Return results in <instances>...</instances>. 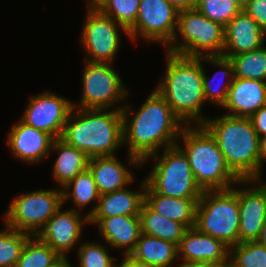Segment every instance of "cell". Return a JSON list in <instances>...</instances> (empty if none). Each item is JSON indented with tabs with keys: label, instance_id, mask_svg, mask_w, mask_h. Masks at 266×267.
I'll list each match as a JSON object with an SVG mask.
<instances>
[{
	"label": "cell",
	"instance_id": "cell-1",
	"mask_svg": "<svg viewBox=\"0 0 266 267\" xmlns=\"http://www.w3.org/2000/svg\"><path fill=\"white\" fill-rule=\"evenodd\" d=\"M130 106L121 109L123 120V144H128L130 164L142 165V161L158 152L159 147L175 146L183 129L182 121L173 113L166 100L154 90L147 97L133 118L128 119Z\"/></svg>",
	"mask_w": 266,
	"mask_h": 267
},
{
	"label": "cell",
	"instance_id": "cell-2",
	"mask_svg": "<svg viewBox=\"0 0 266 267\" xmlns=\"http://www.w3.org/2000/svg\"><path fill=\"white\" fill-rule=\"evenodd\" d=\"M167 57L165 78L156 91L184 125L191 122L203 125L206 118L201 116V108L206 100L202 84V56L187 57L167 52Z\"/></svg>",
	"mask_w": 266,
	"mask_h": 267
},
{
	"label": "cell",
	"instance_id": "cell-3",
	"mask_svg": "<svg viewBox=\"0 0 266 267\" xmlns=\"http://www.w3.org/2000/svg\"><path fill=\"white\" fill-rule=\"evenodd\" d=\"M115 109L107 112L73 107L60 139L89 158L115 155L118 147L124 145L122 107Z\"/></svg>",
	"mask_w": 266,
	"mask_h": 267
},
{
	"label": "cell",
	"instance_id": "cell-4",
	"mask_svg": "<svg viewBox=\"0 0 266 267\" xmlns=\"http://www.w3.org/2000/svg\"><path fill=\"white\" fill-rule=\"evenodd\" d=\"M203 126L215 138L230 170L240 180H259V136L247 117L223 115Z\"/></svg>",
	"mask_w": 266,
	"mask_h": 267
},
{
	"label": "cell",
	"instance_id": "cell-5",
	"mask_svg": "<svg viewBox=\"0 0 266 267\" xmlns=\"http://www.w3.org/2000/svg\"><path fill=\"white\" fill-rule=\"evenodd\" d=\"M191 126L184 125L179 136L185 143L184 148L176 145L187 156L195 181L203 191L226 190L235 183L252 182L240 180L230 170L215 138L203 125Z\"/></svg>",
	"mask_w": 266,
	"mask_h": 267
},
{
	"label": "cell",
	"instance_id": "cell-6",
	"mask_svg": "<svg viewBox=\"0 0 266 267\" xmlns=\"http://www.w3.org/2000/svg\"><path fill=\"white\" fill-rule=\"evenodd\" d=\"M240 209L237 194L226 190H205L197 204L195 227L222 240L227 246L239 244Z\"/></svg>",
	"mask_w": 266,
	"mask_h": 267
},
{
	"label": "cell",
	"instance_id": "cell-7",
	"mask_svg": "<svg viewBox=\"0 0 266 267\" xmlns=\"http://www.w3.org/2000/svg\"><path fill=\"white\" fill-rule=\"evenodd\" d=\"M151 157L155 158L156 164L145 180L155 193L173 198L200 199L203 190L195 181L187 156L177 145L163 149L160 158L155 153L142 163Z\"/></svg>",
	"mask_w": 266,
	"mask_h": 267
},
{
	"label": "cell",
	"instance_id": "cell-8",
	"mask_svg": "<svg viewBox=\"0 0 266 267\" xmlns=\"http://www.w3.org/2000/svg\"><path fill=\"white\" fill-rule=\"evenodd\" d=\"M177 32L184 42L168 45L166 48L169 53L187 57L216 56L223 53L225 28L208 19L196 8L179 11Z\"/></svg>",
	"mask_w": 266,
	"mask_h": 267
},
{
	"label": "cell",
	"instance_id": "cell-9",
	"mask_svg": "<svg viewBox=\"0 0 266 267\" xmlns=\"http://www.w3.org/2000/svg\"><path fill=\"white\" fill-rule=\"evenodd\" d=\"M61 190H38L18 196L4 216L5 225L36 236L64 204Z\"/></svg>",
	"mask_w": 266,
	"mask_h": 267
},
{
	"label": "cell",
	"instance_id": "cell-10",
	"mask_svg": "<svg viewBox=\"0 0 266 267\" xmlns=\"http://www.w3.org/2000/svg\"><path fill=\"white\" fill-rule=\"evenodd\" d=\"M179 11L167 0H140L135 24L128 30L135 40L142 36L147 42L176 45V29Z\"/></svg>",
	"mask_w": 266,
	"mask_h": 267
},
{
	"label": "cell",
	"instance_id": "cell-11",
	"mask_svg": "<svg viewBox=\"0 0 266 267\" xmlns=\"http://www.w3.org/2000/svg\"><path fill=\"white\" fill-rule=\"evenodd\" d=\"M85 63L79 108L107 109L127 96L128 91L123 86L121 77L111 66L112 63Z\"/></svg>",
	"mask_w": 266,
	"mask_h": 267
},
{
	"label": "cell",
	"instance_id": "cell-12",
	"mask_svg": "<svg viewBox=\"0 0 266 267\" xmlns=\"http://www.w3.org/2000/svg\"><path fill=\"white\" fill-rule=\"evenodd\" d=\"M87 10L81 43L90 58L84 60L91 63H111L119 48L118 30L122 29L127 36L128 31L98 9ZM117 26L121 28L117 29Z\"/></svg>",
	"mask_w": 266,
	"mask_h": 267
},
{
	"label": "cell",
	"instance_id": "cell-13",
	"mask_svg": "<svg viewBox=\"0 0 266 267\" xmlns=\"http://www.w3.org/2000/svg\"><path fill=\"white\" fill-rule=\"evenodd\" d=\"M20 119L34 128L50 134L54 139L62 136L68 117L76 105L68 99L45 92L31 97Z\"/></svg>",
	"mask_w": 266,
	"mask_h": 267
},
{
	"label": "cell",
	"instance_id": "cell-14",
	"mask_svg": "<svg viewBox=\"0 0 266 267\" xmlns=\"http://www.w3.org/2000/svg\"><path fill=\"white\" fill-rule=\"evenodd\" d=\"M44 225L36 235L41 241L47 243L61 257H65L77 241L80 240L84 223H89L86 216L81 219L78 209L61 210Z\"/></svg>",
	"mask_w": 266,
	"mask_h": 267
},
{
	"label": "cell",
	"instance_id": "cell-15",
	"mask_svg": "<svg viewBox=\"0 0 266 267\" xmlns=\"http://www.w3.org/2000/svg\"><path fill=\"white\" fill-rule=\"evenodd\" d=\"M259 182L257 187L252 189H231L237 194L240 223H239V243L257 241L261 230L266 222V188L261 179L254 180Z\"/></svg>",
	"mask_w": 266,
	"mask_h": 267
},
{
	"label": "cell",
	"instance_id": "cell-16",
	"mask_svg": "<svg viewBox=\"0 0 266 267\" xmlns=\"http://www.w3.org/2000/svg\"><path fill=\"white\" fill-rule=\"evenodd\" d=\"M224 28V49L222 53L224 57L230 58L231 56L251 52L264 45L266 34L243 10Z\"/></svg>",
	"mask_w": 266,
	"mask_h": 267
},
{
	"label": "cell",
	"instance_id": "cell-17",
	"mask_svg": "<svg viewBox=\"0 0 266 267\" xmlns=\"http://www.w3.org/2000/svg\"><path fill=\"white\" fill-rule=\"evenodd\" d=\"M55 139L43 132L24 123L22 120L15 124L9 132L7 142L14 156L19 160L38 163L50 150Z\"/></svg>",
	"mask_w": 266,
	"mask_h": 267
},
{
	"label": "cell",
	"instance_id": "cell-18",
	"mask_svg": "<svg viewBox=\"0 0 266 267\" xmlns=\"http://www.w3.org/2000/svg\"><path fill=\"white\" fill-rule=\"evenodd\" d=\"M178 247V256L184 262L207 261L224 263L229 260L230 247L222 240L200 232L196 227L188 228Z\"/></svg>",
	"mask_w": 266,
	"mask_h": 267
},
{
	"label": "cell",
	"instance_id": "cell-19",
	"mask_svg": "<svg viewBox=\"0 0 266 267\" xmlns=\"http://www.w3.org/2000/svg\"><path fill=\"white\" fill-rule=\"evenodd\" d=\"M266 105V82L234 78L222 106L232 113L227 115L249 118Z\"/></svg>",
	"mask_w": 266,
	"mask_h": 267
},
{
	"label": "cell",
	"instance_id": "cell-20",
	"mask_svg": "<svg viewBox=\"0 0 266 267\" xmlns=\"http://www.w3.org/2000/svg\"><path fill=\"white\" fill-rule=\"evenodd\" d=\"M96 223L105 241L111 247L124 248L130 254L141 235L140 215H120L107 218H89V224Z\"/></svg>",
	"mask_w": 266,
	"mask_h": 267
},
{
	"label": "cell",
	"instance_id": "cell-21",
	"mask_svg": "<svg viewBox=\"0 0 266 267\" xmlns=\"http://www.w3.org/2000/svg\"><path fill=\"white\" fill-rule=\"evenodd\" d=\"M146 180L142 181L141 191L126 188L100 195L98 204L89 213L88 218H107L120 215H139L145 202Z\"/></svg>",
	"mask_w": 266,
	"mask_h": 267
},
{
	"label": "cell",
	"instance_id": "cell-22",
	"mask_svg": "<svg viewBox=\"0 0 266 267\" xmlns=\"http://www.w3.org/2000/svg\"><path fill=\"white\" fill-rule=\"evenodd\" d=\"M116 156L93 157L88 168L93 174L100 195L125 188L133 181V174Z\"/></svg>",
	"mask_w": 266,
	"mask_h": 267
},
{
	"label": "cell",
	"instance_id": "cell-23",
	"mask_svg": "<svg viewBox=\"0 0 266 267\" xmlns=\"http://www.w3.org/2000/svg\"><path fill=\"white\" fill-rule=\"evenodd\" d=\"M198 201L199 199L163 196L146 184L145 203L164 218L184 224L187 228L195 227Z\"/></svg>",
	"mask_w": 266,
	"mask_h": 267
},
{
	"label": "cell",
	"instance_id": "cell-24",
	"mask_svg": "<svg viewBox=\"0 0 266 267\" xmlns=\"http://www.w3.org/2000/svg\"><path fill=\"white\" fill-rule=\"evenodd\" d=\"M51 149L60 153L53 165V175L61 186L65 187L88 168L90 158L83 151L66 144L60 138L53 141Z\"/></svg>",
	"mask_w": 266,
	"mask_h": 267
},
{
	"label": "cell",
	"instance_id": "cell-25",
	"mask_svg": "<svg viewBox=\"0 0 266 267\" xmlns=\"http://www.w3.org/2000/svg\"><path fill=\"white\" fill-rule=\"evenodd\" d=\"M130 254L153 267H171V263L178 258V247L173 242L141 233Z\"/></svg>",
	"mask_w": 266,
	"mask_h": 267
},
{
	"label": "cell",
	"instance_id": "cell-26",
	"mask_svg": "<svg viewBox=\"0 0 266 267\" xmlns=\"http://www.w3.org/2000/svg\"><path fill=\"white\" fill-rule=\"evenodd\" d=\"M139 215L141 233L173 242L177 246L188 229L184 224L164 218L153 211L145 202L141 207Z\"/></svg>",
	"mask_w": 266,
	"mask_h": 267
},
{
	"label": "cell",
	"instance_id": "cell-27",
	"mask_svg": "<svg viewBox=\"0 0 266 267\" xmlns=\"http://www.w3.org/2000/svg\"><path fill=\"white\" fill-rule=\"evenodd\" d=\"M202 60L205 62H210L212 65H216L217 67L220 68L219 72H222L223 75L230 76L228 81L223 82V85L220 84L222 83L219 82L217 84V88H215L214 85H212L211 81L208 79L207 75L204 73V68H203V91L205 95V100L206 101H211L213 103H218V105H221V107L224 105L226 99H227V94L228 90L231 86L232 81L234 80V67L233 63L230 60V58L224 57L222 55H216V56H202ZM217 75H214L212 79L217 81ZM213 80V81H214ZM221 85V86H220Z\"/></svg>",
	"mask_w": 266,
	"mask_h": 267
},
{
	"label": "cell",
	"instance_id": "cell-28",
	"mask_svg": "<svg viewBox=\"0 0 266 267\" xmlns=\"http://www.w3.org/2000/svg\"><path fill=\"white\" fill-rule=\"evenodd\" d=\"M234 77L266 82V47L231 56Z\"/></svg>",
	"mask_w": 266,
	"mask_h": 267
},
{
	"label": "cell",
	"instance_id": "cell-29",
	"mask_svg": "<svg viewBox=\"0 0 266 267\" xmlns=\"http://www.w3.org/2000/svg\"><path fill=\"white\" fill-rule=\"evenodd\" d=\"M70 190H72V193L69 192ZM62 191L63 203L70 197L73 200L72 202H74L75 206L78 208L88 205L95 199H97L96 201L98 204L100 198V193L89 168L79 173L73 180L63 187Z\"/></svg>",
	"mask_w": 266,
	"mask_h": 267
},
{
	"label": "cell",
	"instance_id": "cell-30",
	"mask_svg": "<svg viewBox=\"0 0 266 267\" xmlns=\"http://www.w3.org/2000/svg\"><path fill=\"white\" fill-rule=\"evenodd\" d=\"M36 239H33V238ZM61 256L37 236L26 242L16 267H50Z\"/></svg>",
	"mask_w": 266,
	"mask_h": 267
},
{
	"label": "cell",
	"instance_id": "cell-31",
	"mask_svg": "<svg viewBox=\"0 0 266 267\" xmlns=\"http://www.w3.org/2000/svg\"><path fill=\"white\" fill-rule=\"evenodd\" d=\"M5 230L0 232V267H16L23 248L32 235L7 225Z\"/></svg>",
	"mask_w": 266,
	"mask_h": 267
},
{
	"label": "cell",
	"instance_id": "cell-32",
	"mask_svg": "<svg viewBox=\"0 0 266 267\" xmlns=\"http://www.w3.org/2000/svg\"><path fill=\"white\" fill-rule=\"evenodd\" d=\"M229 255L237 267H266V247L258 241L240 242L230 247Z\"/></svg>",
	"mask_w": 266,
	"mask_h": 267
},
{
	"label": "cell",
	"instance_id": "cell-33",
	"mask_svg": "<svg viewBox=\"0 0 266 267\" xmlns=\"http://www.w3.org/2000/svg\"><path fill=\"white\" fill-rule=\"evenodd\" d=\"M140 0H103L98 10L127 31L135 24Z\"/></svg>",
	"mask_w": 266,
	"mask_h": 267
},
{
	"label": "cell",
	"instance_id": "cell-34",
	"mask_svg": "<svg viewBox=\"0 0 266 267\" xmlns=\"http://www.w3.org/2000/svg\"><path fill=\"white\" fill-rule=\"evenodd\" d=\"M200 13L225 27L242 10L234 0H197Z\"/></svg>",
	"mask_w": 266,
	"mask_h": 267
},
{
	"label": "cell",
	"instance_id": "cell-35",
	"mask_svg": "<svg viewBox=\"0 0 266 267\" xmlns=\"http://www.w3.org/2000/svg\"><path fill=\"white\" fill-rule=\"evenodd\" d=\"M78 250L80 267L116 266L113 260L117 259L110 257L106 247L101 245V243H83Z\"/></svg>",
	"mask_w": 266,
	"mask_h": 267
},
{
	"label": "cell",
	"instance_id": "cell-36",
	"mask_svg": "<svg viewBox=\"0 0 266 267\" xmlns=\"http://www.w3.org/2000/svg\"><path fill=\"white\" fill-rule=\"evenodd\" d=\"M266 34V0H250L242 9Z\"/></svg>",
	"mask_w": 266,
	"mask_h": 267
},
{
	"label": "cell",
	"instance_id": "cell-37",
	"mask_svg": "<svg viewBox=\"0 0 266 267\" xmlns=\"http://www.w3.org/2000/svg\"><path fill=\"white\" fill-rule=\"evenodd\" d=\"M259 137L266 135V105L249 117Z\"/></svg>",
	"mask_w": 266,
	"mask_h": 267
},
{
	"label": "cell",
	"instance_id": "cell-38",
	"mask_svg": "<svg viewBox=\"0 0 266 267\" xmlns=\"http://www.w3.org/2000/svg\"><path fill=\"white\" fill-rule=\"evenodd\" d=\"M123 261L115 267H153L145 262H142L131 254H124Z\"/></svg>",
	"mask_w": 266,
	"mask_h": 267
},
{
	"label": "cell",
	"instance_id": "cell-39",
	"mask_svg": "<svg viewBox=\"0 0 266 267\" xmlns=\"http://www.w3.org/2000/svg\"><path fill=\"white\" fill-rule=\"evenodd\" d=\"M178 11L193 9L196 7L197 0H167Z\"/></svg>",
	"mask_w": 266,
	"mask_h": 267
},
{
	"label": "cell",
	"instance_id": "cell-40",
	"mask_svg": "<svg viewBox=\"0 0 266 267\" xmlns=\"http://www.w3.org/2000/svg\"><path fill=\"white\" fill-rule=\"evenodd\" d=\"M265 159H266V135L259 137V179L261 178L262 165Z\"/></svg>",
	"mask_w": 266,
	"mask_h": 267
},
{
	"label": "cell",
	"instance_id": "cell-41",
	"mask_svg": "<svg viewBox=\"0 0 266 267\" xmlns=\"http://www.w3.org/2000/svg\"><path fill=\"white\" fill-rule=\"evenodd\" d=\"M222 263H214L207 261L199 262H184L181 263L178 267H221Z\"/></svg>",
	"mask_w": 266,
	"mask_h": 267
},
{
	"label": "cell",
	"instance_id": "cell-42",
	"mask_svg": "<svg viewBox=\"0 0 266 267\" xmlns=\"http://www.w3.org/2000/svg\"><path fill=\"white\" fill-rule=\"evenodd\" d=\"M50 267H73L71 266V264L69 263L67 257H61L59 258L53 265H51Z\"/></svg>",
	"mask_w": 266,
	"mask_h": 267
},
{
	"label": "cell",
	"instance_id": "cell-43",
	"mask_svg": "<svg viewBox=\"0 0 266 267\" xmlns=\"http://www.w3.org/2000/svg\"><path fill=\"white\" fill-rule=\"evenodd\" d=\"M261 245L266 247V222L261 230L260 236L257 240Z\"/></svg>",
	"mask_w": 266,
	"mask_h": 267
},
{
	"label": "cell",
	"instance_id": "cell-44",
	"mask_svg": "<svg viewBox=\"0 0 266 267\" xmlns=\"http://www.w3.org/2000/svg\"><path fill=\"white\" fill-rule=\"evenodd\" d=\"M103 0H90L87 1L88 9H98L99 6L102 4Z\"/></svg>",
	"mask_w": 266,
	"mask_h": 267
},
{
	"label": "cell",
	"instance_id": "cell-45",
	"mask_svg": "<svg viewBox=\"0 0 266 267\" xmlns=\"http://www.w3.org/2000/svg\"><path fill=\"white\" fill-rule=\"evenodd\" d=\"M240 8H244L250 0H234Z\"/></svg>",
	"mask_w": 266,
	"mask_h": 267
},
{
	"label": "cell",
	"instance_id": "cell-46",
	"mask_svg": "<svg viewBox=\"0 0 266 267\" xmlns=\"http://www.w3.org/2000/svg\"><path fill=\"white\" fill-rule=\"evenodd\" d=\"M221 267H237L231 260L222 263Z\"/></svg>",
	"mask_w": 266,
	"mask_h": 267
}]
</instances>
